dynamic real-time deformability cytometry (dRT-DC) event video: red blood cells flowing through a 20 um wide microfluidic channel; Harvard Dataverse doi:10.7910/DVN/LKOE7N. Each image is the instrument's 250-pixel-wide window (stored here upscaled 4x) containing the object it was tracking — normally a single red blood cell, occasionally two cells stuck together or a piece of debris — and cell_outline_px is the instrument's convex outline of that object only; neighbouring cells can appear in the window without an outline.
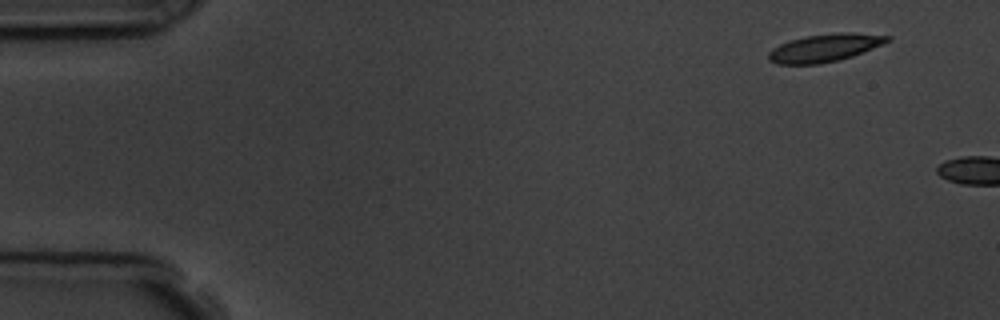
{"species": "common noctule bat (a hibernating species)", "species_latin": "Nyctalus noctula", "temperature_condition": "room temperature", "stored_images_in_passage": 2, "camera_frame_rate_fps": 3000, "um_per_image_px": 0.085, "animal": {"sex": "male", "body_mass_g": 19.5, "forearm_length_mm": 54.6}, "frame": {"image": 1, "passage_image": 1, "time_ms": 0.0, "image_size_px": [1000, 320], "cell_outline_px": [[892, 40], [884, 44], [852, 56], [840, 60], [820, 64], [776, 64], [768, 60], [768, 52], [772, 48], [780, 44], [804, 36], [836, 32], [852, 32], [892, 36]], "centroid_in_image_um": [70.12, 4.06], "position_along_channel_um": 14.9, "area_um2": 19.48}}